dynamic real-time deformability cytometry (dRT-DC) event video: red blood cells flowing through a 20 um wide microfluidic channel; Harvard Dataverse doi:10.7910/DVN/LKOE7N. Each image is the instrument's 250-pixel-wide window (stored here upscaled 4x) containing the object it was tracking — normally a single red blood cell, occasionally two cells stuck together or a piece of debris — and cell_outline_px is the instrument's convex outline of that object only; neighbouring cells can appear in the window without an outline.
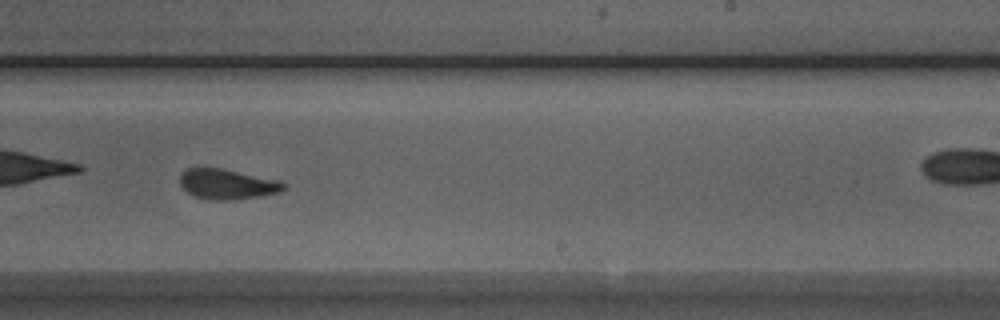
{"species": "Egyptian fruit bat (a non-hibernating species)", "species_latin": "Rousettus aegyptiacus", "temperature_condition": "room temperature", "stored_images_in_passage": 51, "camera_frame_rate_fps": 3000, "um_per_image_px": 0.085, "animal": {"sex": "male"}, "frame": {"image": 1, "passage_image": 30, "time_ms": 9.667, "image_size_px": [1000, 320], "cell_outline_px": [[288, 188], [280, 192], [260, 196], [236, 200], [212, 200], [196, 196], [188, 192], [180, 184], [180, 176], [188, 168], [224, 168], [280, 180], [288, 184]], "centroid_in_image_um": [19.4, 15.65], "position_along_channel_um": 269.6, "area_um2": 18.44}, "authors_computed_cell_mechanics": {"area_um2": 19.0162, "velocity_mm_per_s": 3.9177, "shape_relaxation_time_tau1_ms": 9.7035, "shape_relaxation_time_tau2_ms": 1.8737, "deformation_change_tau1": 0.1973, "deformation_change_tau2": 0.0761}}